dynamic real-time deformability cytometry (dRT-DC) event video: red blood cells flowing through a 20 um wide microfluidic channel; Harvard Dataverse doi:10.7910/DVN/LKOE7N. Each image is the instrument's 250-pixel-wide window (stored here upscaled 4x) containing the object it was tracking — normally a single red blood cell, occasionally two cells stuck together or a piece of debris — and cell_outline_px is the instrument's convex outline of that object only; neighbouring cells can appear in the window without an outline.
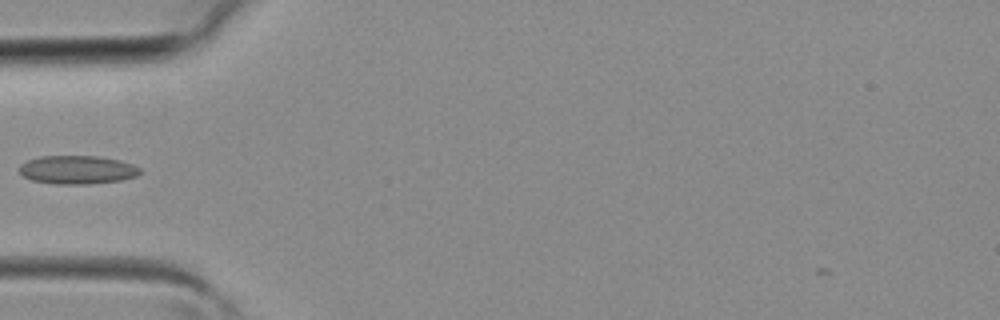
{"species": "common noctule bat (a hibernating species)", "species_latin": "Nyctalus noctula", "temperature_condition": "room temperature", "stored_images_in_passage": 28, "camera_frame_rate_fps": 3000, "um_per_image_px": 0.085, "animal": {"sex": "female", "body_mass_g": 19.3, "forearm_length_mm": 54.1}, "frame": {"image": 1, "passage_image": 1, "time_ms": 0.0, "image_size_px": [1000, 320], "cell_outline_px": [[140, 172], [136, 176], [120, 180], [92, 184], [56, 184], [32, 180], [24, 176], [20, 172], [20, 164], [28, 160], [40, 156], [100, 156], [120, 160], [132, 164], [140, 168]], "centroid_in_image_um": [6.58, 14.43], "position_along_channel_um": 78.4, "area_um2": 20.0}}
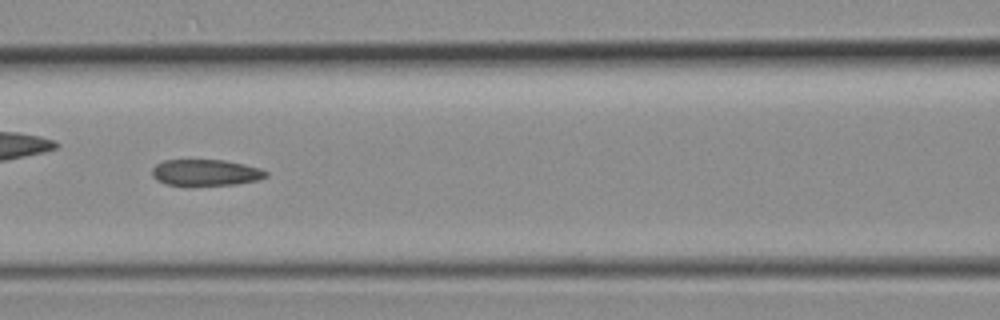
{"frame": {"image": 2, "passage_image": 5, "time_ms": 1.333, "image_size_px": [1000, 320], "cell_outline_px": [[268, 176], [256, 180], [236, 184], [168, 184], [156, 180], [152, 176], [152, 168], [156, 164], [164, 160], [224, 160], [244, 164], [260, 168], [268, 172]], "centroid_in_image_um": [17.48, 14.64], "position_along_channel_um": 149.1, "area_um2": 17.11}}
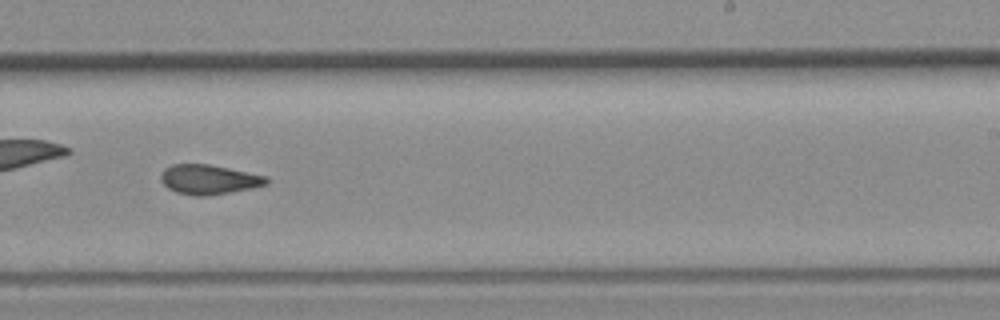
{"frame": {"image": 3, "passage_image": 12, "time_ms": 3.667, "image_size_px": [1000, 320], "cell_outline_px": [[268, 184], [252, 188], [204, 196], [196, 196], [176, 192], [168, 188], [160, 180], [160, 176], [164, 168], [172, 164], [208, 164], [268, 176]], "centroid_in_image_um": [17.74, 15.25], "position_along_channel_um": 271.3, "area_um2": 18.15}}